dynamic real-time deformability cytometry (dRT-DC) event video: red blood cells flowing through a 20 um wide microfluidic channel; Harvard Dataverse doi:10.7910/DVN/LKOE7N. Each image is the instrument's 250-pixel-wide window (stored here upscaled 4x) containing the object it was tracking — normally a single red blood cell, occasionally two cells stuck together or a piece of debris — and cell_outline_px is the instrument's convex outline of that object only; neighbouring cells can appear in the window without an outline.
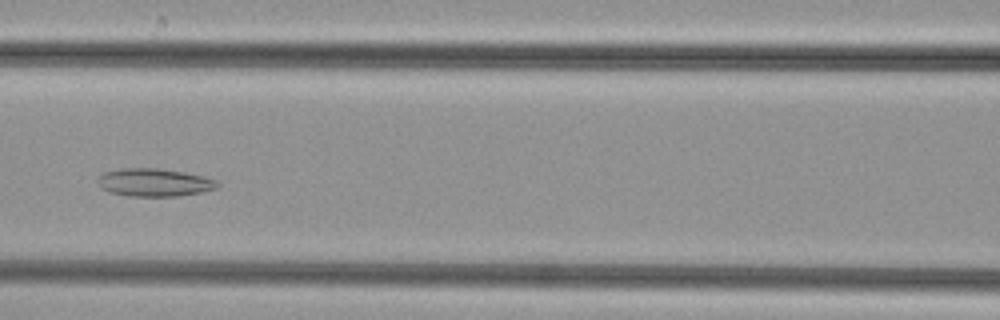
{"species": "common noctule bat (a hibernating species)", "species_latin": "Nyctalus noctula", "temperature_condition": "cold", "stored_images_in_passage": 43, "camera_frame_rate_fps": 3000, "um_per_image_px": 0.085, "animal": {"sex": "female", "body_mass_g": 29.2, "forearm_length_mm": 56.3}, "frame": {"image": 1, "passage_image": 14, "time_ms": 4.333, "image_size_px": [1000, 320], "cell_outline_px": [[220, 184], [216, 188], [200, 192], [176, 196], [128, 196], [108, 192], [100, 188], [96, 180], [104, 172], [120, 168], [156, 168], [184, 172], [204, 176], [216, 180]], "centroid_in_image_um": [13.07, 15.5], "position_along_channel_um": 153.5, "area_um2": 19.54}}
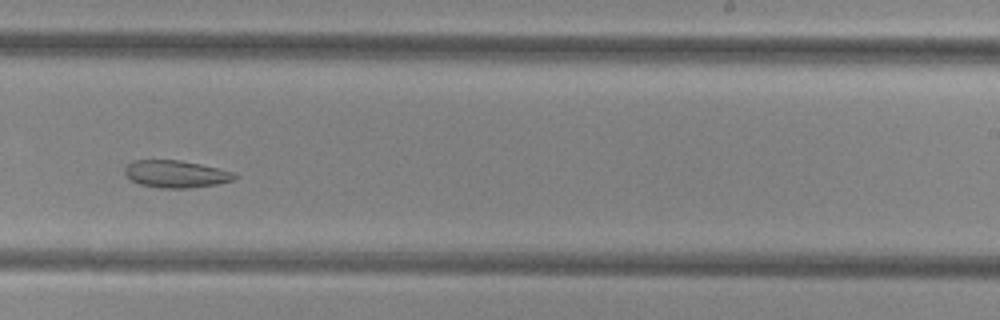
{"frame": {"image": 2, "passage_image": 23, "time_ms": 7.333, "image_size_px": [1000, 320], "cell_outline_px": [[240, 176], [236, 180], [216, 184], [188, 188], [160, 188], [140, 184], [132, 180], [124, 172], [124, 168], [132, 160], [180, 160], [200, 164], [236, 172]], "centroid_in_image_um": [15.01, 14.79], "position_along_channel_um": 274.0, "area_um2": 17.57}}
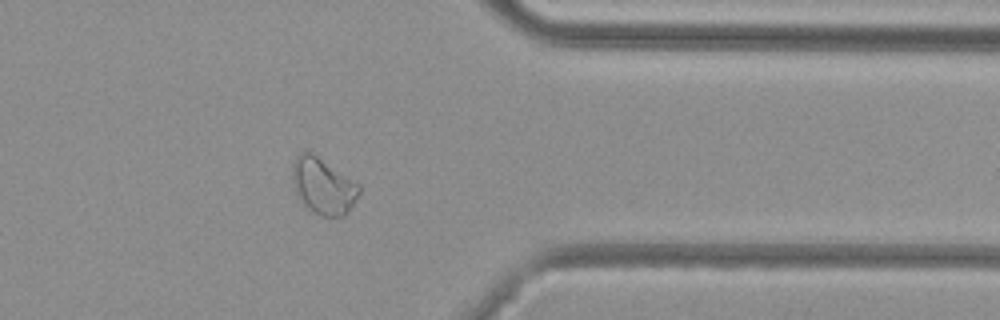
{"frame": {"image": 3, "passage_image": 32, "time_ms": 10.333, "image_size_px": [1000, 320], "cell_outline_px": [[360, 192], [356, 200], [348, 212], [344, 216], [320, 216], [304, 208], [296, 196], [292, 176], [292, 164], [296, 156], [300, 152], [312, 152], [360, 184]], "centroid_in_image_um": [27.45, 15.83], "position_along_channel_um": 384.0, "area_um2": 22.25}}